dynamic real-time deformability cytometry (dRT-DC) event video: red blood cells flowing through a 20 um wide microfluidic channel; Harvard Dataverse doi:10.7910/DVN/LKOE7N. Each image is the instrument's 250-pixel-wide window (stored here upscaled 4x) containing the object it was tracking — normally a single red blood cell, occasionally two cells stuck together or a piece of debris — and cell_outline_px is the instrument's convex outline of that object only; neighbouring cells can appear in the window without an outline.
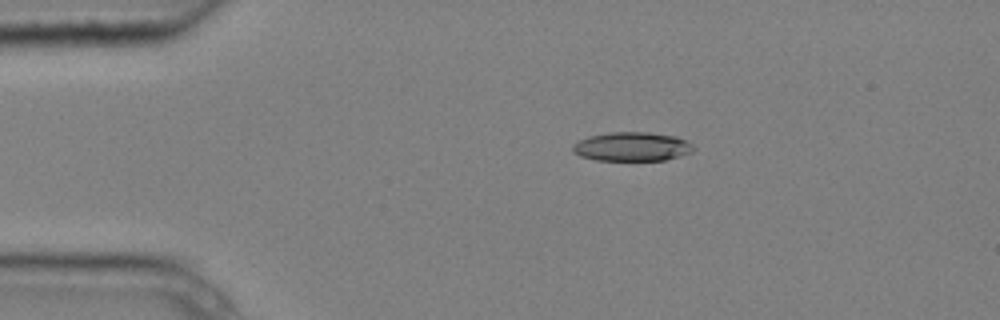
{"species": "common noctule bat (a hibernating species)", "species_latin": "Nyctalus noctula", "temperature_condition": "cold", "stored_images_in_passage": 4, "camera_frame_rate_fps": 3000, "um_per_image_px": 0.085, "animal": {"sex": "male", "body_mass_g": 20.4}, "frame": {"image": 1, "passage_image": 2, "time_ms": 0.333, "image_size_px": [1000, 320], "cell_outline_px": [[696, 148], [692, 152], [664, 160], [596, 160], [580, 156], [572, 152], [572, 144], [588, 136], [608, 132], [648, 132], [676, 136], [692, 144]], "centroid_in_image_um": [53.69, 12.46], "position_along_channel_um": 31.3, "area_um2": 20.46}}
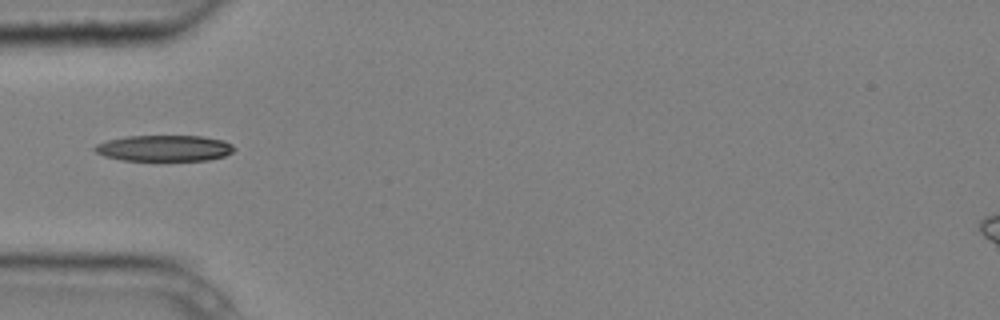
{"frame": {"image": 2, "passage_image": 4, "time_ms": 1.0, "image_size_px": [1000, 320], "cell_outline_px": [[236, 148], [232, 152], [224, 156], [208, 160], [120, 160], [104, 156], [96, 152], [92, 148], [96, 144], [108, 140], [128, 136], [204, 136], [224, 140], [232, 144]], "centroid_in_image_um": [13.98, 12.59], "position_along_channel_um": 71.0, "area_um2": 21.21}}